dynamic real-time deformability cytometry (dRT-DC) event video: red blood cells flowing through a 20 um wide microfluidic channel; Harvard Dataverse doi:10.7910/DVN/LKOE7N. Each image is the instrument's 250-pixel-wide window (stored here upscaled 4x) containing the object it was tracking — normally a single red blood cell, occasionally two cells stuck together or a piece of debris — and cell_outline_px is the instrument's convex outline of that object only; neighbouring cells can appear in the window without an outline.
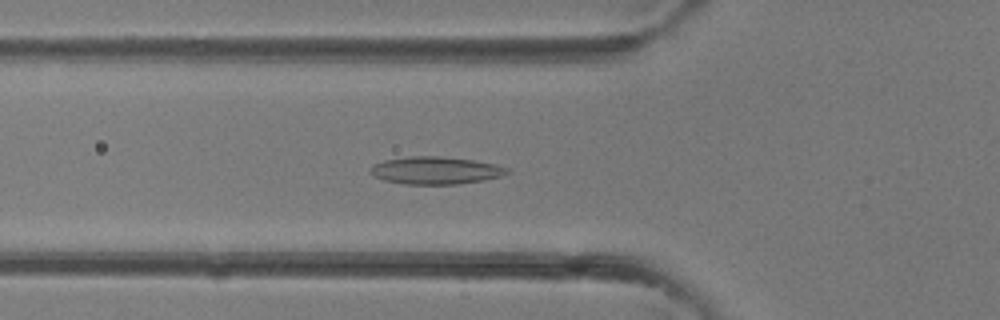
{"species": "common noctule bat (a hibernating species)", "species_latin": "Nyctalus noctula", "temperature_condition": "room temperature", "stored_images_in_passage": 34, "camera_frame_rate_fps": 3000, "um_per_image_px": 0.085, "animal": {"sex": "female"}, "frame": {"image": 1, "passage_image": 8, "time_ms": 2.333, "image_size_px": [1000, 320], "cell_outline_px": [[512, 172], [500, 176], [484, 180], [456, 184], [404, 184], [384, 180], [368, 172], [368, 168], [372, 164], [384, 160], [408, 156], [436, 156], [472, 160], [496, 164], [508, 168]], "centroid_in_image_um": [37.0, 14.48], "position_along_channel_um": 88.8, "area_um2": 21.96}}
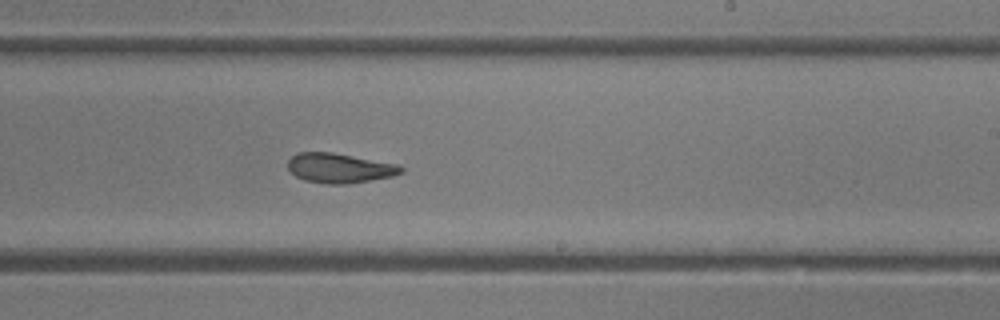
{"frame": {"image": 2, "passage_image": 18, "time_ms": 5.667, "image_size_px": [1000, 320], "cell_outline_px": [[404, 172], [392, 176], [348, 184], [324, 184], [304, 180], [296, 176], [288, 168], [288, 160], [296, 152], [332, 152], [396, 164], [404, 168]], "centroid_in_image_um": [28.84, 14.29], "position_along_channel_um": 260.2, "area_um2": 19.54}}
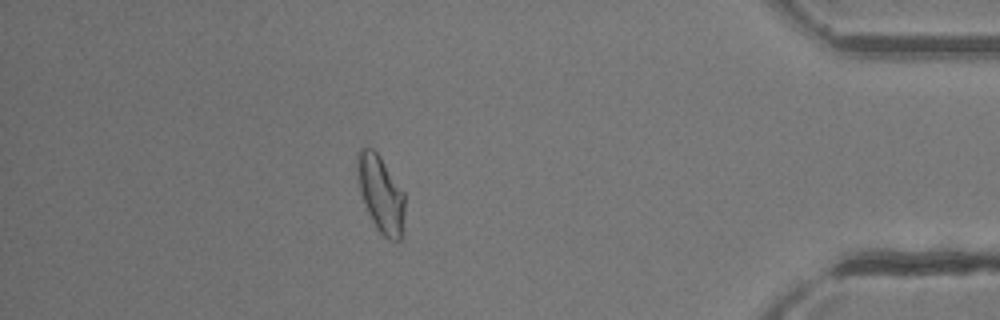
{"frame": {"image": 3, "passage_image": 29, "time_ms": 9.333, "image_size_px": [1000, 320], "cell_outline_px": [[404, 236], [396, 244], [384, 236], [376, 228], [364, 204], [360, 188], [356, 168], [356, 160], [360, 148], [372, 148], [376, 152], [404, 192]], "centroid_in_image_um": [32.39, 16.56], "position_along_channel_um": 402.8, "area_um2": 21.21}}